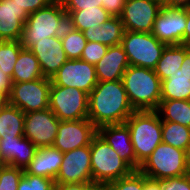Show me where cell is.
I'll return each mask as SVG.
<instances>
[{
    "label": "cell",
    "instance_id": "obj_27",
    "mask_svg": "<svg viewBox=\"0 0 190 190\" xmlns=\"http://www.w3.org/2000/svg\"><path fill=\"white\" fill-rule=\"evenodd\" d=\"M156 111L162 121H171L190 128V100H161Z\"/></svg>",
    "mask_w": 190,
    "mask_h": 190
},
{
    "label": "cell",
    "instance_id": "obj_5",
    "mask_svg": "<svg viewBox=\"0 0 190 190\" xmlns=\"http://www.w3.org/2000/svg\"><path fill=\"white\" fill-rule=\"evenodd\" d=\"M92 182L99 187L129 175L133 169L97 133L90 144Z\"/></svg>",
    "mask_w": 190,
    "mask_h": 190
},
{
    "label": "cell",
    "instance_id": "obj_33",
    "mask_svg": "<svg viewBox=\"0 0 190 190\" xmlns=\"http://www.w3.org/2000/svg\"><path fill=\"white\" fill-rule=\"evenodd\" d=\"M54 188V179L24 173L17 190H54Z\"/></svg>",
    "mask_w": 190,
    "mask_h": 190
},
{
    "label": "cell",
    "instance_id": "obj_28",
    "mask_svg": "<svg viewBox=\"0 0 190 190\" xmlns=\"http://www.w3.org/2000/svg\"><path fill=\"white\" fill-rule=\"evenodd\" d=\"M24 118L23 113L18 107L8 104L0 110V136L4 134L13 137L24 136Z\"/></svg>",
    "mask_w": 190,
    "mask_h": 190
},
{
    "label": "cell",
    "instance_id": "obj_26",
    "mask_svg": "<svg viewBox=\"0 0 190 190\" xmlns=\"http://www.w3.org/2000/svg\"><path fill=\"white\" fill-rule=\"evenodd\" d=\"M161 100H190V78L181 69L161 81Z\"/></svg>",
    "mask_w": 190,
    "mask_h": 190
},
{
    "label": "cell",
    "instance_id": "obj_25",
    "mask_svg": "<svg viewBox=\"0 0 190 190\" xmlns=\"http://www.w3.org/2000/svg\"><path fill=\"white\" fill-rule=\"evenodd\" d=\"M186 55V47L183 45H167L158 60L155 73L160 80H165L169 75L180 69Z\"/></svg>",
    "mask_w": 190,
    "mask_h": 190
},
{
    "label": "cell",
    "instance_id": "obj_15",
    "mask_svg": "<svg viewBox=\"0 0 190 190\" xmlns=\"http://www.w3.org/2000/svg\"><path fill=\"white\" fill-rule=\"evenodd\" d=\"M97 134L89 119L60 121L53 147L62 153L88 146Z\"/></svg>",
    "mask_w": 190,
    "mask_h": 190
},
{
    "label": "cell",
    "instance_id": "obj_45",
    "mask_svg": "<svg viewBox=\"0 0 190 190\" xmlns=\"http://www.w3.org/2000/svg\"><path fill=\"white\" fill-rule=\"evenodd\" d=\"M180 69L188 78H190V50L187 47L186 55Z\"/></svg>",
    "mask_w": 190,
    "mask_h": 190
},
{
    "label": "cell",
    "instance_id": "obj_19",
    "mask_svg": "<svg viewBox=\"0 0 190 190\" xmlns=\"http://www.w3.org/2000/svg\"><path fill=\"white\" fill-rule=\"evenodd\" d=\"M28 16L13 0H0V40L20 41Z\"/></svg>",
    "mask_w": 190,
    "mask_h": 190
},
{
    "label": "cell",
    "instance_id": "obj_23",
    "mask_svg": "<svg viewBox=\"0 0 190 190\" xmlns=\"http://www.w3.org/2000/svg\"><path fill=\"white\" fill-rule=\"evenodd\" d=\"M124 27L120 17H111L101 25V28L83 31L87 42H98L107 46L121 44Z\"/></svg>",
    "mask_w": 190,
    "mask_h": 190
},
{
    "label": "cell",
    "instance_id": "obj_14",
    "mask_svg": "<svg viewBox=\"0 0 190 190\" xmlns=\"http://www.w3.org/2000/svg\"><path fill=\"white\" fill-rule=\"evenodd\" d=\"M93 183L90 145L63 153L55 184Z\"/></svg>",
    "mask_w": 190,
    "mask_h": 190
},
{
    "label": "cell",
    "instance_id": "obj_41",
    "mask_svg": "<svg viewBox=\"0 0 190 190\" xmlns=\"http://www.w3.org/2000/svg\"><path fill=\"white\" fill-rule=\"evenodd\" d=\"M12 85V78L0 69V90L9 96Z\"/></svg>",
    "mask_w": 190,
    "mask_h": 190
},
{
    "label": "cell",
    "instance_id": "obj_47",
    "mask_svg": "<svg viewBox=\"0 0 190 190\" xmlns=\"http://www.w3.org/2000/svg\"><path fill=\"white\" fill-rule=\"evenodd\" d=\"M185 154H186L187 169H188V172L190 173V143L188 144Z\"/></svg>",
    "mask_w": 190,
    "mask_h": 190
},
{
    "label": "cell",
    "instance_id": "obj_46",
    "mask_svg": "<svg viewBox=\"0 0 190 190\" xmlns=\"http://www.w3.org/2000/svg\"><path fill=\"white\" fill-rule=\"evenodd\" d=\"M9 104V96L0 90V110Z\"/></svg>",
    "mask_w": 190,
    "mask_h": 190
},
{
    "label": "cell",
    "instance_id": "obj_11",
    "mask_svg": "<svg viewBox=\"0 0 190 190\" xmlns=\"http://www.w3.org/2000/svg\"><path fill=\"white\" fill-rule=\"evenodd\" d=\"M50 80L54 85L77 88L88 95L98 83L95 66L82 59H68Z\"/></svg>",
    "mask_w": 190,
    "mask_h": 190
},
{
    "label": "cell",
    "instance_id": "obj_12",
    "mask_svg": "<svg viewBox=\"0 0 190 190\" xmlns=\"http://www.w3.org/2000/svg\"><path fill=\"white\" fill-rule=\"evenodd\" d=\"M187 21V8L163 6L158 13L152 34L166 45H181Z\"/></svg>",
    "mask_w": 190,
    "mask_h": 190
},
{
    "label": "cell",
    "instance_id": "obj_1",
    "mask_svg": "<svg viewBox=\"0 0 190 190\" xmlns=\"http://www.w3.org/2000/svg\"><path fill=\"white\" fill-rule=\"evenodd\" d=\"M134 111L122 80L98 82L89 94L88 119L97 129L125 123Z\"/></svg>",
    "mask_w": 190,
    "mask_h": 190
},
{
    "label": "cell",
    "instance_id": "obj_30",
    "mask_svg": "<svg viewBox=\"0 0 190 190\" xmlns=\"http://www.w3.org/2000/svg\"><path fill=\"white\" fill-rule=\"evenodd\" d=\"M61 36L62 47L68 59H80L87 44L83 32L67 25Z\"/></svg>",
    "mask_w": 190,
    "mask_h": 190
},
{
    "label": "cell",
    "instance_id": "obj_20",
    "mask_svg": "<svg viewBox=\"0 0 190 190\" xmlns=\"http://www.w3.org/2000/svg\"><path fill=\"white\" fill-rule=\"evenodd\" d=\"M97 81L121 80L125 70L130 66L127 54L121 44L110 46L95 65Z\"/></svg>",
    "mask_w": 190,
    "mask_h": 190
},
{
    "label": "cell",
    "instance_id": "obj_42",
    "mask_svg": "<svg viewBox=\"0 0 190 190\" xmlns=\"http://www.w3.org/2000/svg\"><path fill=\"white\" fill-rule=\"evenodd\" d=\"M181 45L187 47L190 50V7L187 8L186 28L184 31V38Z\"/></svg>",
    "mask_w": 190,
    "mask_h": 190
},
{
    "label": "cell",
    "instance_id": "obj_38",
    "mask_svg": "<svg viewBox=\"0 0 190 190\" xmlns=\"http://www.w3.org/2000/svg\"><path fill=\"white\" fill-rule=\"evenodd\" d=\"M53 0H13L20 8H23L29 15L32 12L46 7Z\"/></svg>",
    "mask_w": 190,
    "mask_h": 190
},
{
    "label": "cell",
    "instance_id": "obj_4",
    "mask_svg": "<svg viewBox=\"0 0 190 190\" xmlns=\"http://www.w3.org/2000/svg\"><path fill=\"white\" fill-rule=\"evenodd\" d=\"M136 160L143 164L162 143V120L156 110L134 111L125 121Z\"/></svg>",
    "mask_w": 190,
    "mask_h": 190
},
{
    "label": "cell",
    "instance_id": "obj_7",
    "mask_svg": "<svg viewBox=\"0 0 190 190\" xmlns=\"http://www.w3.org/2000/svg\"><path fill=\"white\" fill-rule=\"evenodd\" d=\"M131 66L154 69L167 46L152 33L124 31L121 41Z\"/></svg>",
    "mask_w": 190,
    "mask_h": 190
},
{
    "label": "cell",
    "instance_id": "obj_9",
    "mask_svg": "<svg viewBox=\"0 0 190 190\" xmlns=\"http://www.w3.org/2000/svg\"><path fill=\"white\" fill-rule=\"evenodd\" d=\"M51 80L39 78L28 82L13 83L9 94V104L18 107L23 113L49 108Z\"/></svg>",
    "mask_w": 190,
    "mask_h": 190
},
{
    "label": "cell",
    "instance_id": "obj_8",
    "mask_svg": "<svg viewBox=\"0 0 190 190\" xmlns=\"http://www.w3.org/2000/svg\"><path fill=\"white\" fill-rule=\"evenodd\" d=\"M89 95L84 91L51 83L49 108L60 121L88 118Z\"/></svg>",
    "mask_w": 190,
    "mask_h": 190
},
{
    "label": "cell",
    "instance_id": "obj_16",
    "mask_svg": "<svg viewBox=\"0 0 190 190\" xmlns=\"http://www.w3.org/2000/svg\"><path fill=\"white\" fill-rule=\"evenodd\" d=\"M30 50L38 59L42 74L45 78L51 79L68 60L62 47L60 35L38 40Z\"/></svg>",
    "mask_w": 190,
    "mask_h": 190
},
{
    "label": "cell",
    "instance_id": "obj_36",
    "mask_svg": "<svg viewBox=\"0 0 190 190\" xmlns=\"http://www.w3.org/2000/svg\"><path fill=\"white\" fill-rule=\"evenodd\" d=\"M161 190H190V173L160 180Z\"/></svg>",
    "mask_w": 190,
    "mask_h": 190
},
{
    "label": "cell",
    "instance_id": "obj_29",
    "mask_svg": "<svg viewBox=\"0 0 190 190\" xmlns=\"http://www.w3.org/2000/svg\"><path fill=\"white\" fill-rule=\"evenodd\" d=\"M162 142L186 151L190 143V128L175 122L162 121Z\"/></svg>",
    "mask_w": 190,
    "mask_h": 190
},
{
    "label": "cell",
    "instance_id": "obj_34",
    "mask_svg": "<svg viewBox=\"0 0 190 190\" xmlns=\"http://www.w3.org/2000/svg\"><path fill=\"white\" fill-rule=\"evenodd\" d=\"M23 174L24 170L21 168L0 165V190H17Z\"/></svg>",
    "mask_w": 190,
    "mask_h": 190
},
{
    "label": "cell",
    "instance_id": "obj_35",
    "mask_svg": "<svg viewBox=\"0 0 190 190\" xmlns=\"http://www.w3.org/2000/svg\"><path fill=\"white\" fill-rule=\"evenodd\" d=\"M108 48L109 46L102 43L87 42L80 59L95 65L102 59Z\"/></svg>",
    "mask_w": 190,
    "mask_h": 190
},
{
    "label": "cell",
    "instance_id": "obj_24",
    "mask_svg": "<svg viewBox=\"0 0 190 190\" xmlns=\"http://www.w3.org/2000/svg\"><path fill=\"white\" fill-rule=\"evenodd\" d=\"M44 78L38 59L30 49L23 47L14 65L12 82H28Z\"/></svg>",
    "mask_w": 190,
    "mask_h": 190
},
{
    "label": "cell",
    "instance_id": "obj_37",
    "mask_svg": "<svg viewBox=\"0 0 190 190\" xmlns=\"http://www.w3.org/2000/svg\"><path fill=\"white\" fill-rule=\"evenodd\" d=\"M64 10H81L102 6V0H60Z\"/></svg>",
    "mask_w": 190,
    "mask_h": 190
},
{
    "label": "cell",
    "instance_id": "obj_43",
    "mask_svg": "<svg viewBox=\"0 0 190 190\" xmlns=\"http://www.w3.org/2000/svg\"><path fill=\"white\" fill-rule=\"evenodd\" d=\"M163 6L169 7H190V0H161Z\"/></svg>",
    "mask_w": 190,
    "mask_h": 190
},
{
    "label": "cell",
    "instance_id": "obj_10",
    "mask_svg": "<svg viewBox=\"0 0 190 190\" xmlns=\"http://www.w3.org/2000/svg\"><path fill=\"white\" fill-rule=\"evenodd\" d=\"M162 7L160 0H126L120 16L124 30L151 33Z\"/></svg>",
    "mask_w": 190,
    "mask_h": 190
},
{
    "label": "cell",
    "instance_id": "obj_44",
    "mask_svg": "<svg viewBox=\"0 0 190 190\" xmlns=\"http://www.w3.org/2000/svg\"><path fill=\"white\" fill-rule=\"evenodd\" d=\"M144 190H161L160 181L149 179L144 175Z\"/></svg>",
    "mask_w": 190,
    "mask_h": 190
},
{
    "label": "cell",
    "instance_id": "obj_17",
    "mask_svg": "<svg viewBox=\"0 0 190 190\" xmlns=\"http://www.w3.org/2000/svg\"><path fill=\"white\" fill-rule=\"evenodd\" d=\"M37 147L26 137H13L7 133L0 139V165L25 168L34 158Z\"/></svg>",
    "mask_w": 190,
    "mask_h": 190
},
{
    "label": "cell",
    "instance_id": "obj_13",
    "mask_svg": "<svg viewBox=\"0 0 190 190\" xmlns=\"http://www.w3.org/2000/svg\"><path fill=\"white\" fill-rule=\"evenodd\" d=\"M60 120L50 108L25 113L24 137L37 148L53 146Z\"/></svg>",
    "mask_w": 190,
    "mask_h": 190
},
{
    "label": "cell",
    "instance_id": "obj_40",
    "mask_svg": "<svg viewBox=\"0 0 190 190\" xmlns=\"http://www.w3.org/2000/svg\"><path fill=\"white\" fill-rule=\"evenodd\" d=\"M94 183L55 184L54 190H98Z\"/></svg>",
    "mask_w": 190,
    "mask_h": 190
},
{
    "label": "cell",
    "instance_id": "obj_18",
    "mask_svg": "<svg viewBox=\"0 0 190 190\" xmlns=\"http://www.w3.org/2000/svg\"><path fill=\"white\" fill-rule=\"evenodd\" d=\"M97 133L133 170H139L141 164L136 160L130 131L125 123L99 127Z\"/></svg>",
    "mask_w": 190,
    "mask_h": 190
},
{
    "label": "cell",
    "instance_id": "obj_3",
    "mask_svg": "<svg viewBox=\"0 0 190 190\" xmlns=\"http://www.w3.org/2000/svg\"><path fill=\"white\" fill-rule=\"evenodd\" d=\"M68 25L67 13L60 0L29 14L23 26L21 45L30 49L38 40L59 36Z\"/></svg>",
    "mask_w": 190,
    "mask_h": 190
},
{
    "label": "cell",
    "instance_id": "obj_21",
    "mask_svg": "<svg viewBox=\"0 0 190 190\" xmlns=\"http://www.w3.org/2000/svg\"><path fill=\"white\" fill-rule=\"evenodd\" d=\"M63 161V153L53 146L37 148L34 158L25 168V174L56 179Z\"/></svg>",
    "mask_w": 190,
    "mask_h": 190
},
{
    "label": "cell",
    "instance_id": "obj_22",
    "mask_svg": "<svg viewBox=\"0 0 190 190\" xmlns=\"http://www.w3.org/2000/svg\"><path fill=\"white\" fill-rule=\"evenodd\" d=\"M65 11L68 25L81 32L87 29L101 28V25L112 17L102 6Z\"/></svg>",
    "mask_w": 190,
    "mask_h": 190
},
{
    "label": "cell",
    "instance_id": "obj_39",
    "mask_svg": "<svg viewBox=\"0 0 190 190\" xmlns=\"http://www.w3.org/2000/svg\"><path fill=\"white\" fill-rule=\"evenodd\" d=\"M126 0H102V7L112 17H120Z\"/></svg>",
    "mask_w": 190,
    "mask_h": 190
},
{
    "label": "cell",
    "instance_id": "obj_31",
    "mask_svg": "<svg viewBox=\"0 0 190 190\" xmlns=\"http://www.w3.org/2000/svg\"><path fill=\"white\" fill-rule=\"evenodd\" d=\"M22 48L20 41L0 40V69L11 78Z\"/></svg>",
    "mask_w": 190,
    "mask_h": 190
},
{
    "label": "cell",
    "instance_id": "obj_32",
    "mask_svg": "<svg viewBox=\"0 0 190 190\" xmlns=\"http://www.w3.org/2000/svg\"><path fill=\"white\" fill-rule=\"evenodd\" d=\"M102 188L104 190H144V174L140 170H133L129 175L109 182Z\"/></svg>",
    "mask_w": 190,
    "mask_h": 190
},
{
    "label": "cell",
    "instance_id": "obj_2",
    "mask_svg": "<svg viewBox=\"0 0 190 190\" xmlns=\"http://www.w3.org/2000/svg\"><path fill=\"white\" fill-rule=\"evenodd\" d=\"M122 83L135 111L156 110L161 102V80L154 69L129 66Z\"/></svg>",
    "mask_w": 190,
    "mask_h": 190
},
{
    "label": "cell",
    "instance_id": "obj_6",
    "mask_svg": "<svg viewBox=\"0 0 190 190\" xmlns=\"http://www.w3.org/2000/svg\"><path fill=\"white\" fill-rule=\"evenodd\" d=\"M139 170L152 180H163L188 174L186 154L182 149L160 143Z\"/></svg>",
    "mask_w": 190,
    "mask_h": 190
}]
</instances>
